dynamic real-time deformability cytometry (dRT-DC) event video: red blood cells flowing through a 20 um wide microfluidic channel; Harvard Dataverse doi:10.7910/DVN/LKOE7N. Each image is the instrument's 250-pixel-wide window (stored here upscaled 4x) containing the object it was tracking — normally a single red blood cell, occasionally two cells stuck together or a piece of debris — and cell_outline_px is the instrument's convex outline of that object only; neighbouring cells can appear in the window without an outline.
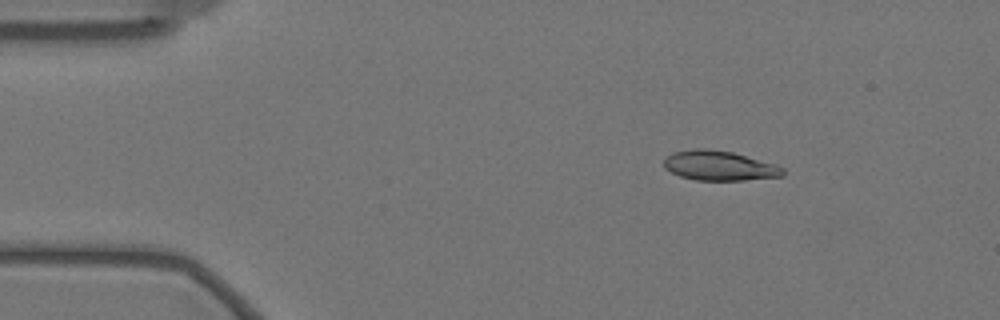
{"species": "Egyptian fruit bat (a non-hibernating species)", "species_latin": "Rousettus aegyptiacus", "temperature_condition": "warm", "stored_images_in_passage": 56, "camera_frame_rate_fps": 3000, "um_per_image_px": 0.085, "animal": {"sex": "female"}, "frame": {"image": 1, "passage_image": 7, "time_ms": 2.0, "image_size_px": [1000, 320], "cell_outline_px": [[784, 176], [744, 180], [696, 180], [680, 176], [664, 168], [664, 160], [672, 152], [696, 148], [708, 148], [732, 152], [776, 164], [784, 168]], "centroid_in_image_um": [61.15, 14.08], "position_along_channel_um": 23.9, "area_um2": 20.63}}
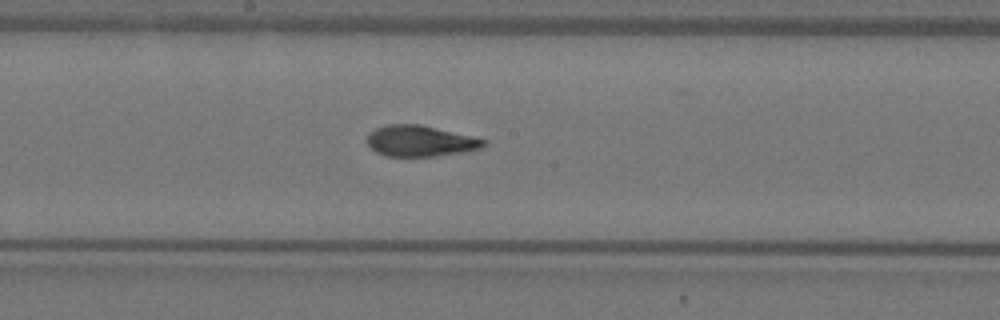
{"frame": {"image": 2, "passage_image": 29, "time_ms": 9.333, "image_size_px": [1000, 320], "cell_outline_px": [[488, 144], [480, 148], [460, 152], [436, 156], [384, 156], [376, 152], [368, 144], [368, 132], [376, 128], [388, 124], [416, 124], [488, 140]], "centroid_in_image_um": [35.69, 11.99], "position_along_channel_um": 212.5, "area_um2": 20.69}}
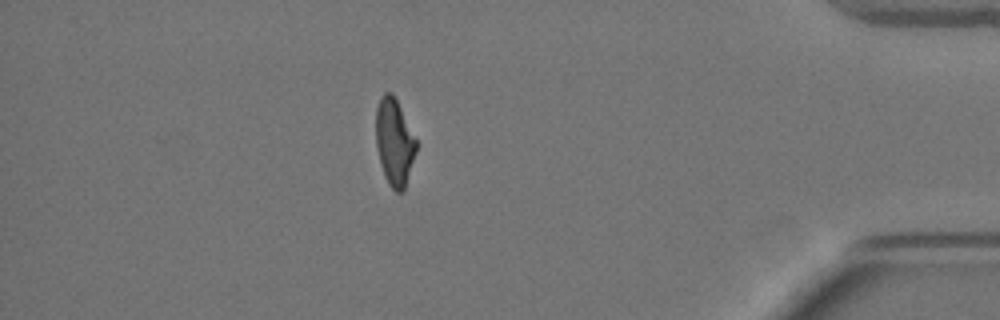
{"frame": {"image": 3, "passage_image": 49, "time_ms": 16.0, "image_size_px": [1000, 320], "cell_outline_px": [[416, 152], [404, 188], [400, 192], [396, 192], [388, 184], [384, 176], [380, 164], [376, 148], [376, 108], [380, 96], [384, 92], [392, 92], [416, 140]], "centroid_in_image_um": [33.49, 12.07], "position_along_channel_um": 401.7, "area_um2": 20.17}, "authors_computed_cell_mechanics": {"area_um2": 21.3282, "velocity_mm_per_s": 3.5013, "shape_relaxation_time_tau1_ms": 5.1751, "shape_relaxation_time_tau2_ms": 1.5207, "deformation_change_tau1": 0.2028, "deformation_change_tau2": 0.0896}}